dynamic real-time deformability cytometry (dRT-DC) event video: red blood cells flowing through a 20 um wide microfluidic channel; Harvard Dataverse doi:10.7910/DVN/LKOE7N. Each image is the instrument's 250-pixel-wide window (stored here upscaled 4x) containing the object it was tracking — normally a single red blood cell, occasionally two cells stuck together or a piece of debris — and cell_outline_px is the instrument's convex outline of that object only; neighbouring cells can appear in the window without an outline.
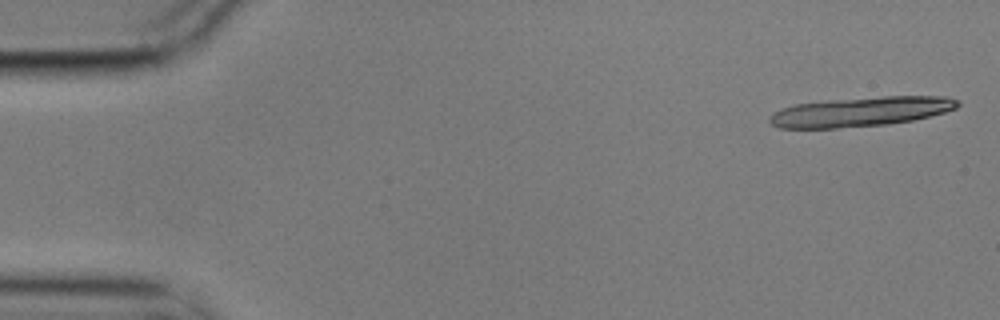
{"species": "common noctule bat (a hibernating species)", "species_latin": "Nyctalus noctula", "temperature_condition": "cold", "stored_images_in_passage": 6, "camera_frame_rate_fps": 3000, "um_per_image_px": 0.085, "animal": {"sex": "male", "body_mass_g": 17.9}, "frame": {"image": 1, "passage_image": 1, "time_ms": 0.0, "image_size_px": [1000, 320], "cell_outline_px": [[960, 104], [956, 108], [944, 112], [912, 120], [888, 124], [836, 128], [780, 128], [772, 124], [768, 120], [768, 116], [772, 112], [780, 108], [796, 104], [828, 100], [884, 96], [948, 96], [960, 100]], "centroid_in_image_um": [73.15, 9.48], "position_along_channel_um": 11.9, "area_um2": 32.48}}
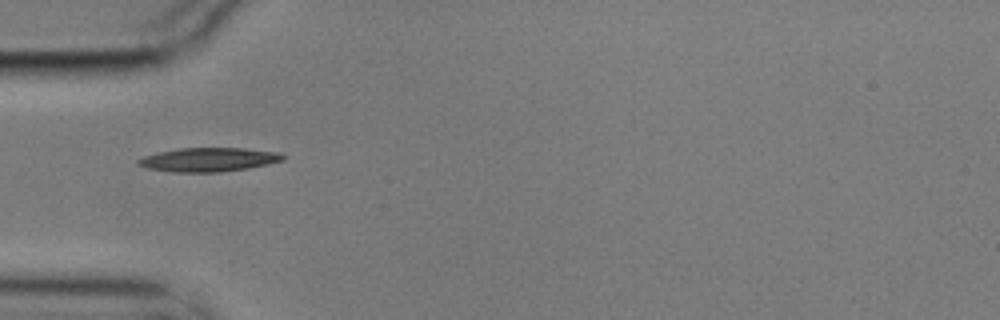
{"frame": {"image": 2, "passage_image": 5, "time_ms": 1.333, "image_size_px": [1000, 320], "cell_outline_px": [[284, 160], [268, 164], [248, 168], [220, 172], [172, 172], [148, 168], [136, 164], [136, 160], [144, 156], [160, 152], [180, 148], [244, 148], [280, 152], [284, 156]], "centroid_in_image_um": [17.74, 13.57], "position_along_channel_um": 67.3, "area_um2": 20.11}}
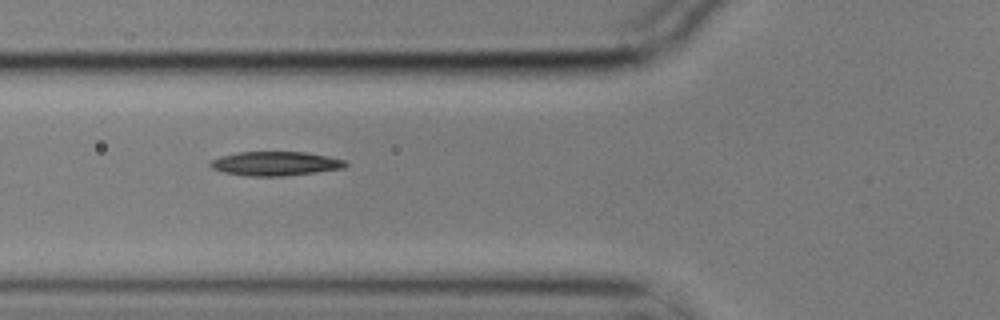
{"frame": {"image": 3, "passage_image": 6, "time_ms": 1.667, "image_size_px": [1000, 320], "cell_outline_px": [[348, 164], [344, 168], [284, 176], [248, 176], [224, 172], [212, 168], [208, 164], [212, 160], [220, 156], [240, 152], [308, 152], [328, 156], [344, 160]], "centroid_in_image_um": [23.41, 13.9], "position_along_channel_um": 102.4, "area_um2": 18.9}}